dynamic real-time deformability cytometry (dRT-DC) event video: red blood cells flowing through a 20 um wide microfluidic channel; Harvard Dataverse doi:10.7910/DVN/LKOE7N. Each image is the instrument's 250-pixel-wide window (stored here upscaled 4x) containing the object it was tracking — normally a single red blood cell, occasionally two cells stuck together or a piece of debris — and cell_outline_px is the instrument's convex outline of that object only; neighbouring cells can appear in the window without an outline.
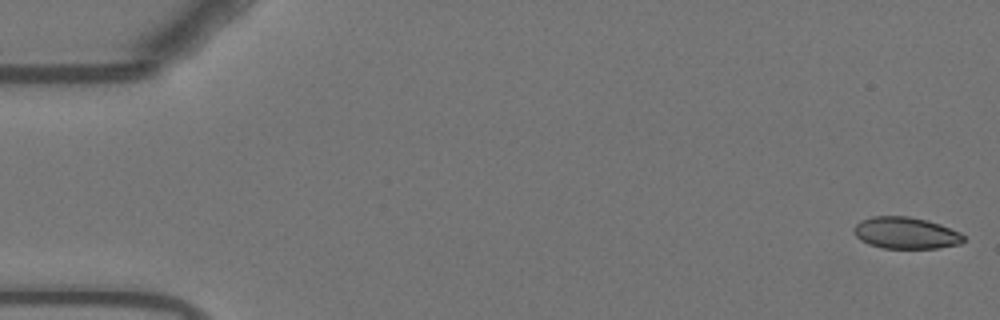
{"species": "Egyptian fruit bat (a non-hibernating species)", "species_latin": "Rousettus aegyptiacus", "temperature_condition": "warm", "stored_images_in_passage": 55, "camera_frame_rate_fps": 3000, "um_per_image_px": 0.085, "animal": {"sex": "female"}, "frame": {"image": 1, "passage_image": 1, "time_ms": 0.0, "image_size_px": [1000, 320], "cell_outline_px": [[964, 240], [960, 244], [936, 248], [884, 248], [868, 244], [860, 240], [852, 232], [852, 228], [860, 220], [872, 216], [908, 216], [928, 220], [940, 224], [960, 232], [964, 236]], "centroid_in_image_um": [76.96, 19.79], "position_along_channel_um": 8.0, "area_um2": 20.4}}
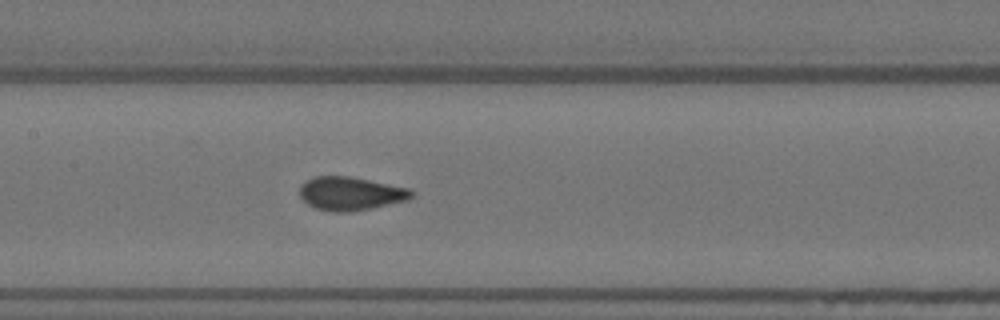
{"frame": {"image": 2, "passage_image": 26, "time_ms": 8.333, "image_size_px": [1000, 320], "cell_outline_px": [[416, 192], [408, 200], [372, 208], [348, 212], [332, 212], [316, 208], [308, 204], [300, 196], [300, 184], [316, 176], [352, 176], [412, 188]], "centroid_in_image_um": [29.85, 16.44], "position_along_channel_um": 177.5, "area_um2": 22.08}}
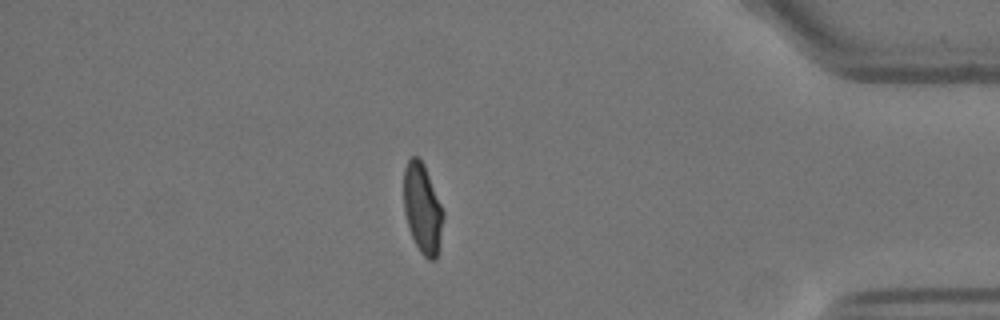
{"frame": {"image": 3, "passage_image": 47, "time_ms": 15.333, "image_size_px": [1000, 320], "cell_outline_px": [[444, 216], [440, 248], [436, 260], [428, 260], [420, 252], [408, 228], [404, 212], [404, 168], [408, 160], [412, 156], [416, 156], [424, 164], [444, 212]], "centroid_in_image_um": [35.92, 17.77], "position_along_channel_um": 399.3, "area_um2": 20.81}}